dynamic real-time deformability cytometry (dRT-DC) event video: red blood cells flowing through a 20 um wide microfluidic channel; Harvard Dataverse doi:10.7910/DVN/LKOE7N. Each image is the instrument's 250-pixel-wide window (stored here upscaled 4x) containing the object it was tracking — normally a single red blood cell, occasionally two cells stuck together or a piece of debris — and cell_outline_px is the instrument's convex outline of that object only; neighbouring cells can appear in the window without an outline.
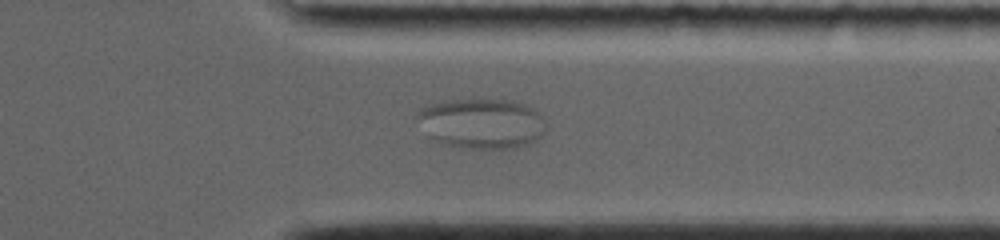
{"species": "common noctule bat (a hibernating species)", "species_latin": "Nyctalus noctula", "temperature_condition": "room temperature", "stored_images_in_passage": 73, "segment_of_instrument_passage": [2, 2], "camera_frame_rate_fps": 4000, "um_per_image_px": 0.085, "animal": {"sex": "female", "body_mass_g": 19.0, "forearm_length_mm": 56.7}, "frame": {"image": 1, "passage_image": 59, "time_ms": 13.75, "image_size_px": [1000, 240], "cell_outline_px": [[544, 132], [536, 140], [512, 148], [468, 148], [448, 144], [432, 136], [544, 124]], "centroid_in_image_um": [42.06, 11.69], "position_along_channel_um": 369.3, "area_um2": 11.96}}